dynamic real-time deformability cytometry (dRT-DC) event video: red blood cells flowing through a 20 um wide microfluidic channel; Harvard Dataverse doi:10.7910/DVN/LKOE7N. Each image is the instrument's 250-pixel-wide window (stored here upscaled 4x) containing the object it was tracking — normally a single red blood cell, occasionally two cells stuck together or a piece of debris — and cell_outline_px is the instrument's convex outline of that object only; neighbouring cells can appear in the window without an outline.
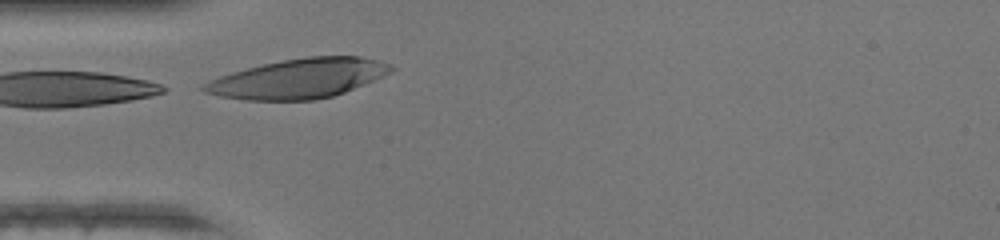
{"species": "human", "species_latin": "Homo sapiens", "temperature_condition": "warm", "stored_images_in_passage": 11, "camera_frame_rate_fps": 3000, "um_per_image_px": 0.085, "donor": {"sex": "female"}, "frame": {"image": 1, "passage_image": 5, "time_ms": 1.333, "image_size_px": [1000, 240], "cell_outline_px": [[396, 68], [392, 72], [384, 76], [344, 92], [332, 96], [316, 100], [244, 100], [220, 96], [204, 92], [200, 88], [200, 84], [208, 80], [232, 72], [264, 64], [284, 60], [308, 56], [360, 56], [392, 64]], "centroid_in_image_um": [25.37, 6.68], "position_along_channel_um": 59.6, "area_um2": 43.06}}
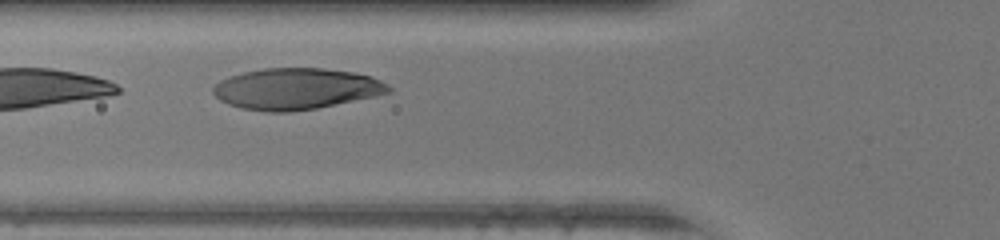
{"frame": {"image": 2, "passage_image": 8, "time_ms": 2.333, "image_size_px": [1000, 240], "cell_outline_px": [[392, 92], [376, 96], [316, 108], [288, 112], [268, 112], [240, 108], [228, 104], [220, 100], [212, 92], [212, 88], [220, 80], [244, 72], [264, 68], [324, 68], [352, 72], [372, 76], [388, 84], [392, 88]], "centroid_in_image_um": [25.19, 7.55], "position_along_channel_um": 100.6, "area_um2": 42.19}}